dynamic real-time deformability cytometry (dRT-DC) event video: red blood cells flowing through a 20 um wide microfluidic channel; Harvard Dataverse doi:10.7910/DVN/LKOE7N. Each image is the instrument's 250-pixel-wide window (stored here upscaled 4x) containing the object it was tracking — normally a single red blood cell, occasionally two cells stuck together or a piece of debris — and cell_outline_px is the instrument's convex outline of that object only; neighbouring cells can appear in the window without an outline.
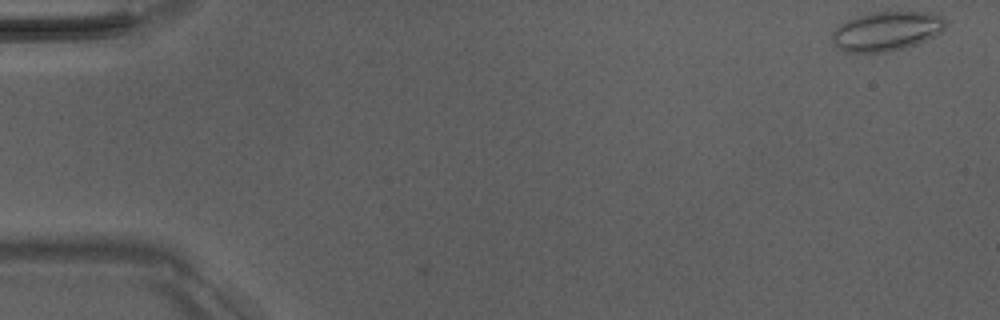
{"species": "Egyptian fruit bat (a non-hibernating species)", "species_latin": "Rousettus aegyptiacus", "temperature_condition": "room temperature", "stored_images_in_passage": 4, "camera_frame_rate_fps": 3000, "um_per_image_px": 0.085, "animal": {"sex": "male"}, "frame": {"image": 1, "passage_image": 1, "time_ms": 0.0, "image_size_px": [1000, 320], "cell_outline_px": [[944, 28], [940, 32], [916, 44], [904, 48], [884, 52], [844, 52], [832, 40], [832, 32], [840, 24], [848, 20], [872, 12], [932, 12], [944, 16]], "centroid_in_image_um": [75.36, 2.64], "position_along_channel_um": 9.6, "area_um2": 25.61}}